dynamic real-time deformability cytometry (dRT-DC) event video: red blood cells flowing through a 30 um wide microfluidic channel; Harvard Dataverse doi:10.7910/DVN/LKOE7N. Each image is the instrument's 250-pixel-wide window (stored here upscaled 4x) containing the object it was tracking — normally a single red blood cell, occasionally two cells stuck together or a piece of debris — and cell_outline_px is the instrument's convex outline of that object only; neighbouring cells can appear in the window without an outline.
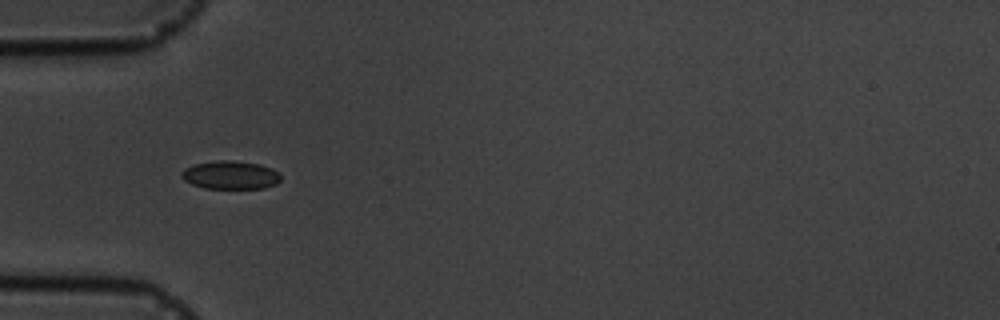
{"species": "common noctule bat (a hibernating species)", "species_latin": "Nyctalus noctula", "temperature_condition": "cold", "stored_images_in_passage": 15, "camera_frame_rate_fps": 3000, "um_per_image_px": 0.085, "animal": {"sex": "male", "body_mass_g": 19.5, "forearm_length_mm": 54.6}, "frame": {"image": 1, "passage_image": 4, "time_ms": 3.333, "image_size_px": [1000, 320], "cell_outline_px": [[280, 180], [276, 184], [264, 188], [204, 188], [192, 184], [184, 180], [180, 176], [180, 172], [184, 168], [196, 164], [220, 160], [232, 160], [260, 164], [276, 172], [280, 176]], "centroid_in_image_um": [19.54, 14.88], "position_along_channel_um": 65.5, "area_um2": 16.18}}
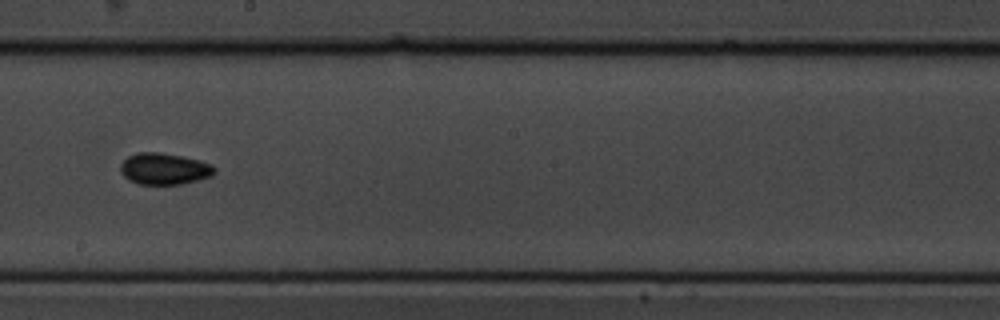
{"frame": {"image": 2, "passage_image": 8, "time_ms": 8.0, "image_size_px": [1000, 320], "cell_outline_px": [[216, 172], [212, 176], [180, 184], [140, 184], [128, 180], [120, 172], [120, 164], [128, 156], [136, 152], [160, 152], [200, 160], [212, 164], [216, 168]], "centroid_in_image_um": [13.96, 14.34], "position_along_channel_um": 234.2, "area_um2": 17.34}}
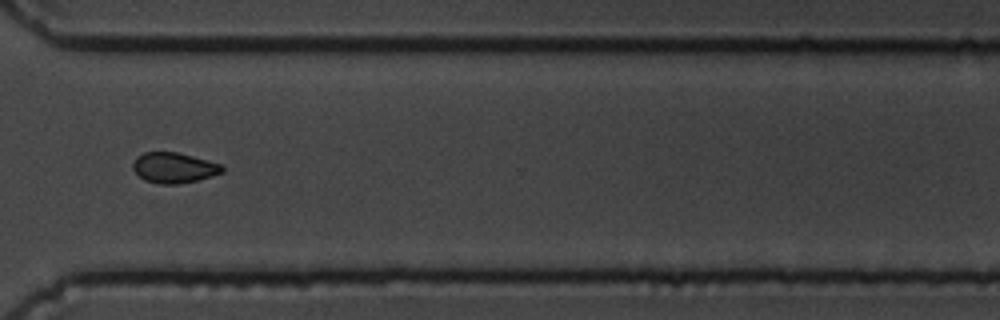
{"frame": {"image": 3, "passage_image": 11, "time_ms": 11.333, "image_size_px": [1000, 320], "cell_outline_px": [[224, 172], [212, 176], [196, 180], [176, 184], [160, 184], [144, 180], [132, 168], [132, 164], [136, 156], [144, 152], [176, 152], [224, 164]], "centroid_in_image_um": [14.8, 14.25], "position_along_channel_um": 355.8, "area_um2": 15.9}, "authors_computed_cell_mechanics": {"area_um2": 16.184, "velocity_mm_per_s": 3.6547, "shape_relaxation_time_tau1_ms": null, "shape_relaxation_time_tau2_ms": 5.2492, "deformation_change_tau1": null, "deformation_change_tau2": 0.0885}}